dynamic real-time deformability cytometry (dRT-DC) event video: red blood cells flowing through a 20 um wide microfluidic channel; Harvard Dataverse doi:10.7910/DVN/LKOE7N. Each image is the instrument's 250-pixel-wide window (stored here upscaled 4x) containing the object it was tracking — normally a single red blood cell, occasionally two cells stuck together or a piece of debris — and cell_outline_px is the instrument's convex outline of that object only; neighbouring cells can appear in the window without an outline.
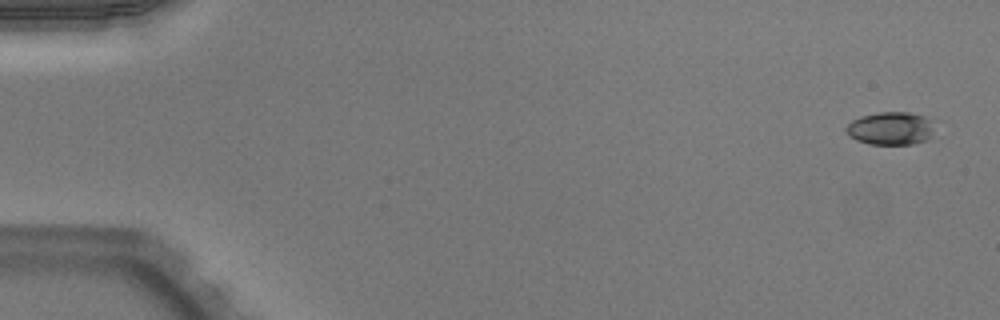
{"species": "Egyptian fruit bat (a non-hibernating species)", "species_latin": "Rousettus aegyptiacus", "temperature_condition": "warm", "stored_images_in_passage": 50, "camera_frame_rate_fps": 3000, "um_per_image_px": 0.085, "animal": {"sex": "male"}, "frame": {"image": 1, "passage_image": 1, "time_ms": 0.0, "image_size_px": [1000, 320], "cell_outline_px": [[928, 140], [912, 144], [868, 144], [856, 140], [848, 136], [844, 128], [852, 120], [860, 116], [880, 112], [908, 112], [924, 116], [928, 120]], "centroid_in_image_um": [75.57, 10.92], "position_along_channel_um": 9.4, "area_um2": 16.59}}
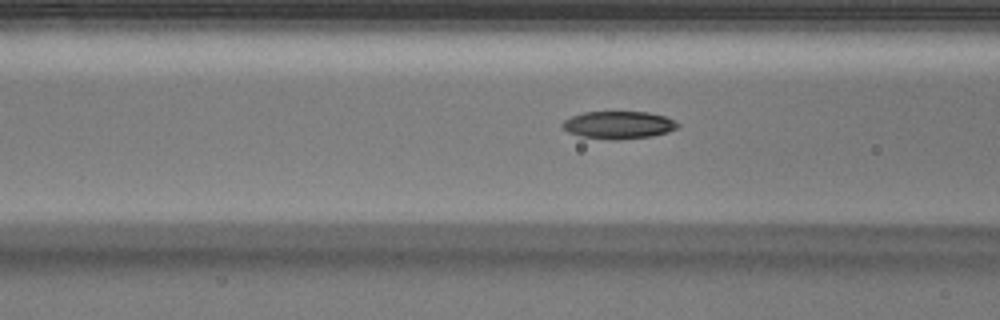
{"frame": {"image": 2, "passage_image": 20, "time_ms": 6.333, "image_size_px": [1000, 320], "cell_outline_px": [[680, 124], [676, 128], [668, 132], [652, 136], [616, 140], [612, 140], [580, 136], [568, 132], [560, 124], [564, 120], [572, 116], [584, 112], [648, 112], [664, 116]], "centroid_in_image_um": [52.56, 10.62], "position_along_channel_um": 114.0, "area_um2": 18.44}}
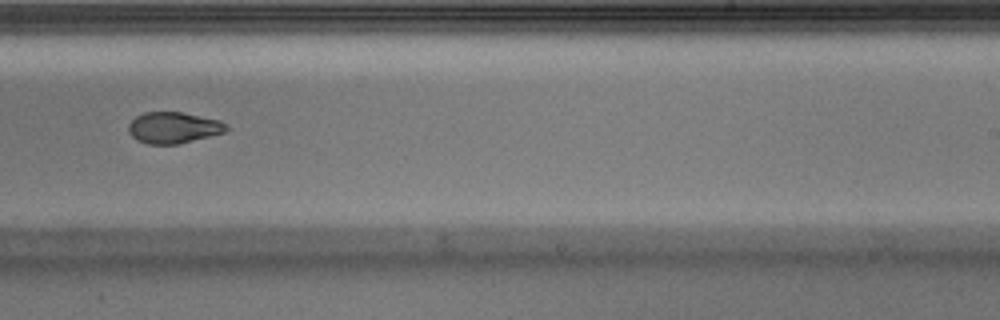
{"frame": {"image": 3, "passage_image": 32, "time_ms": 10.333, "image_size_px": [1000, 320], "cell_outline_px": [[232, 128], [224, 132], [176, 144], [148, 144], [136, 140], [128, 132], [128, 124], [136, 116], [144, 112], [184, 112], [220, 120]], "centroid_in_image_um": [14.74, 10.84], "position_along_channel_um": 274.3, "area_um2": 17.86}, "authors_computed_cell_mechanics": {"area_um2": 18.4382, "velocity_mm_per_s": 4.0037, "shape_relaxation_time_tau1_ms": 7.8446, "shape_relaxation_time_tau2_ms": 1.7387, "deformation_change_tau1": 0.2067, "deformation_change_tau2": 0.0665}}